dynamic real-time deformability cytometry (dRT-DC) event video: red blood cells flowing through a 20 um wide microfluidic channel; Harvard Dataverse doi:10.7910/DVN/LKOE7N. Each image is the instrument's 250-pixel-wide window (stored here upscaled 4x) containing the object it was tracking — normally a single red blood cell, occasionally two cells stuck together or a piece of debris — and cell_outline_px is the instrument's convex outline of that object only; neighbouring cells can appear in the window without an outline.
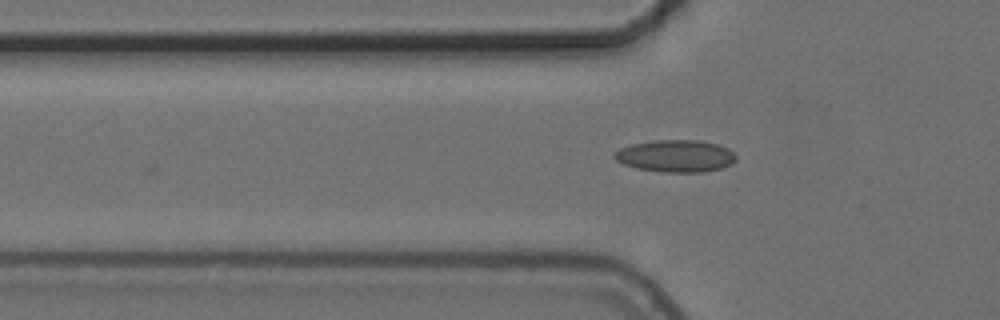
{"species": "common noctule bat (a hibernating species)", "species_latin": "Nyctalus noctula", "temperature_condition": "cold", "stored_images_in_passage": 8, "camera_frame_rate_fps": 3000, "um_per_image_px": 0.085, "animal": {"sex": "female", "body_mass_g": 24.6, "forearm_length_mm": 56.2}, "frame": {"image": 1, "passage_image": 3, "time_ms": 0.667, "image_size_px": [1000, 320], "cell_outline_px": [[736, 160], [732, 164], [720, 168], [704, 172], [660, 172], [636, 168], [624, 164], [616, 160], [612, 156], [612, 152], [620, 148], [632, 144], [656, 140], [696, 140], [716, 144], [728, 148], [736, 156]], "centroid_in_image_um": [57.4, 13.26], "position_along_channel_um": 68.4, "area_um2": 22.83}}
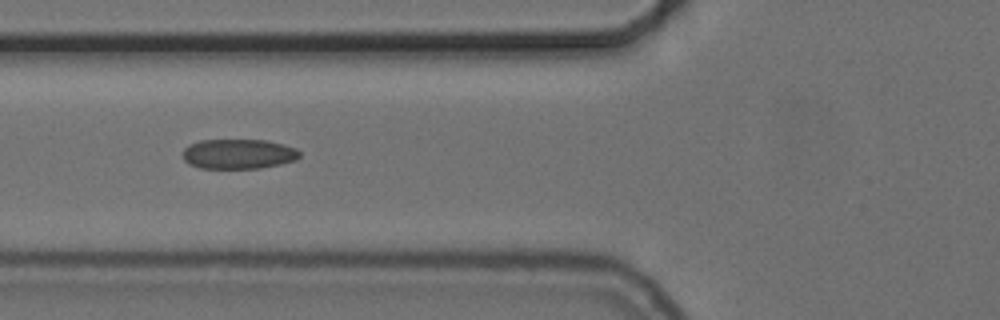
{"frame": {"image": 2, "passage_image": 6, "time_ms": 1.667, "image_size_px": [1000, 320], "cell_outline_px": [[300, 156], [296, 160], [280, 164], [260, 168], [200, 168], [188, 164], [184, 160], [184, 148], [188, 144], [200, 140], [264, 140], [284, 144], [296, 148], [300, 152]], "centroid_in_image_um": [20.27, 13.08], "position_along_channel_um": 105.5, "area_um2": 20.4}}